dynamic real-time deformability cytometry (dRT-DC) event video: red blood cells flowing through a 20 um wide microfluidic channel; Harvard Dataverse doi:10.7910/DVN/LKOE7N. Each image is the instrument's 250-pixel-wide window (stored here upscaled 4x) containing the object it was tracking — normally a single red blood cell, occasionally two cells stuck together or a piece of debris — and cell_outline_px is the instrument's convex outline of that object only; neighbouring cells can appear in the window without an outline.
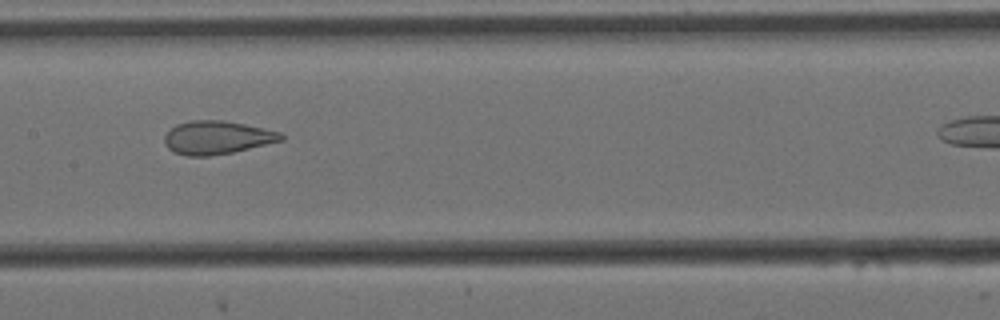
{"species": "Egyptian fruit bat (a non-hibernating species)", "species_latin": "Rousettus aegyptiacus", "temperature_condition": "cold", "stored_images_in_passage": 12, "camera_frame_rate_fps": 3000, "um_per_image_px": 0.085, "animal": {"sex": "female"}, "frame": {"image": 1, "passage_image": 6, "time_ms": 1.667, "image_size_px": [1000, 320], "cell_outline_px": [[284, 140], [232, 152], [208, 156], [188, 156], [172, 152], [164, 144], [164, 136], [176, 124], [188, 120], [224, 120], [244, 124], [280, 132], [284, 136]], "centroid_in_image_um": [18.41, 11.69], "position_along_channel_um": 189.0, "area_um2": 22.6}}
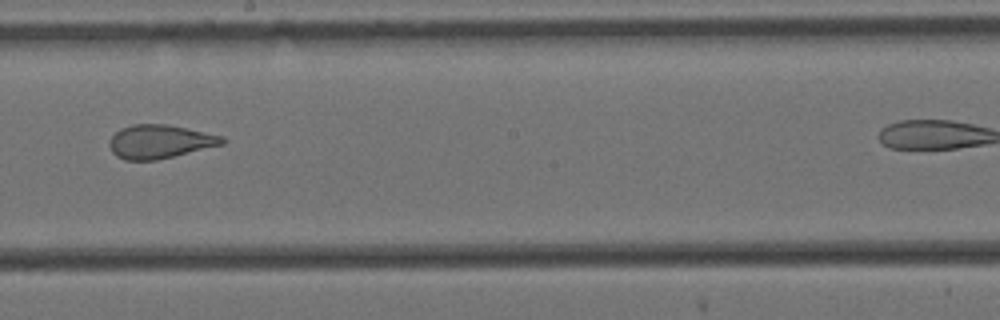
{"frame": {"image": 2, "passage_image": 7, "time_ms": 2.0, "image_size_px": [1000, 320], "cell_outline_px": [[228, 140], [224, 144], [156, 160], [124, 160], [116, 156], [112, 152], [108, 144], [108, 140], [120, 128], [132, 124], [168, 124], [224, 136]], "centroid_in_image_um": [13.57, 12.03], "position_along_channel_um": 234.6, "area_um2": 22.25}}
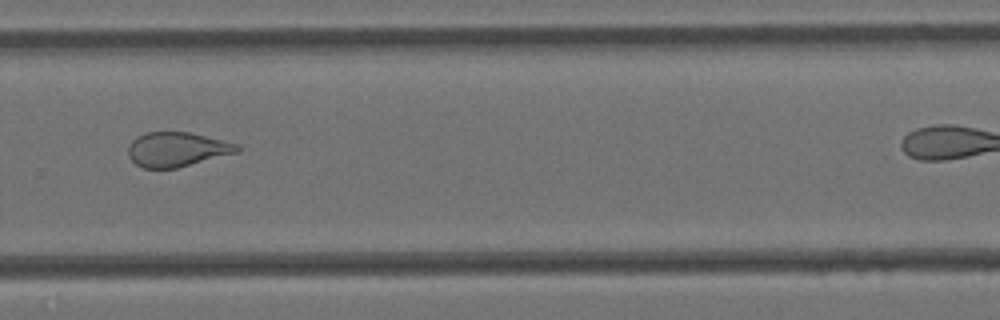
{"frame": {"image": 3, "passage_image": 9, "time_ms": 2.667, "image_size_px": [1000, 320], "cell_outline_px": [[240, 152], [176, 168], [144, 168], [136, 164], [128, 156], [128, 148], [132, 140], [148, 132], [188, 132], [240, 144]], "centroid_in_image_um": [15.07, 12.7], "position_along_channel_um": 314.7, "area_um2": 21.79}}